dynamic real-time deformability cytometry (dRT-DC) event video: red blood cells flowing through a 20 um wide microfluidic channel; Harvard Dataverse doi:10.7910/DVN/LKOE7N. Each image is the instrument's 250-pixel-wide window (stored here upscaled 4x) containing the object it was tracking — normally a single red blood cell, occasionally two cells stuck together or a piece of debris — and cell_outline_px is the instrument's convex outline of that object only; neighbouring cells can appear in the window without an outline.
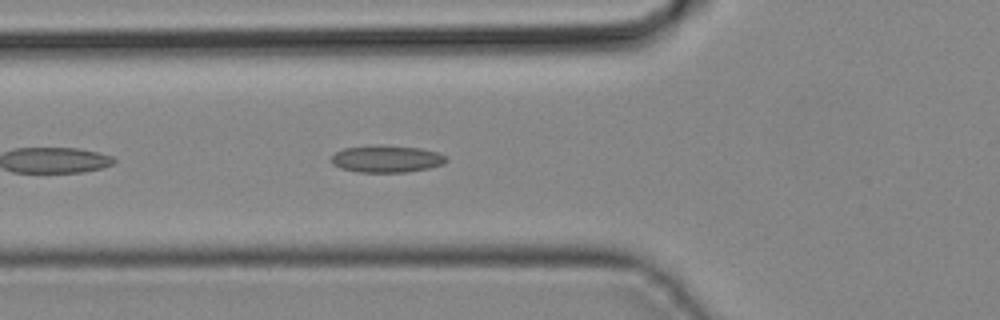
{"species": "common noctule bat (a hibernating species)", "species_latin": "Nyctalus noctula", "temperature_condition": "cold", "stored_images_in_passage": 19, "camera_frame_rate_fps": 3000, "um_per_image_px": 0.085, "animal": {"sex": "male", "body_mass_g": 19.2, "forearm_length_mm": 51.8}, "frame": {"image": 1, "passage_image": 14, "time_ms": 4.333, "image_size_px": [1000, 320], "cell_outline_px": [[448, 160], [444, 164], [428, 168], [408, 172], [360, 172], [340, 168], [332, 164], [332, 156], [336, 152], [344, 148], [376, 144], [420, 148], [436, 152], [448, 156]], "centroid_in_image_um": [32.88, 13.5], "position_along_channel_um": 92.9, "area_um2": 18.26}}